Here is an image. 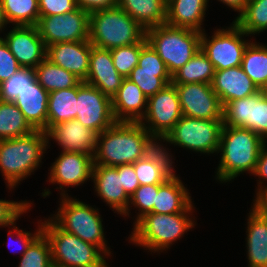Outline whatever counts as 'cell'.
I'll list each match as a JSON object with an SVG mask.
<instances>
[{
	"label": "cell",
	"instance_id": "1",
	"mask_svg": "<svg viewBox=\"0 0 267 267\" xmlns=\"http://www.w3.org/2000/svg\"><path fill=\"white\" fill-rule=\"evenodd\" d=\"M158 145L139 122H116L97 136L94 165L133 164Z\"/></svg>",
	"mask_w": 267,
	"mask_h": 267
},
{
	"label": "cell",
	"instance_id": "2",
	"mask_svg": "<svg viewBox=\"0 0 267 267\" xmlns=\"http://www.w3.org/2000/svg\"><path fill=\"white\" fill-rule=\"evenodd\" d=\"M266 142L250 129L223 125L218 150L222 156L216 171V179L228 182L243 172L253 174Z\"/></svg>",
	"mask_w": 267,
	"mask_h": 267
},
{
	"label": "cell",
	"instance_id": "3",
	"mask_svg": "<svg viewBox=\"0 0 267 267\" xmlns=\"http://www.w3.org/2000/svg\"><path fill=\"white\" fill-rule=\"evenodd\" d=\"M47 146L48 139L44 130L0 140V170L10 189H14L41 165Z\"/></svg>",
	"mask_w": 267,
	"mask_h": 267
},
{
	"label": "cell",
	"instance_id": "4",
	"mask_svg": "<svg viewBox=\"0 0 267 267\" xmlns=\"http://www.w3.org/2000/svg\"><path fill=\"white\" fill-rule=\"evenodd\" d=\"M146 40V30L118 6L89 14V41L102 49H114Z\"/></svg>",
	"mask_w": 267,
	"mask_h": 267
},
{
	"label": "cell",
	"instance_id": "5",
	"mask_svg": "<svg viewBox=\"0 0 267 267\" xmlns=\"http://www.w3.org/2000/svg\"><path fill=\"white\" fill-rule=\"evenodd\" d=\"M190 213L192 212L147 213L135 221L130 241L154 253L162 252L195 227V221L189 218Z\"/></svg>",
	"mask_w": 267,
	"mask_h": 267
},
{
	"label": "cell",
	"instance_id": "6",
	"mask_svg": "<svg viewBox=\"0 0 267 267\" xmlns=\"http://www.w3.org/2000/svg\"><path fill=\"white\" fill-rule=\"evenodd\" d=\"M42 232L51 245L53 267H109L96 245L61 229L51 218L42 222Z\"/></svg>",
	"mask_w": 267,
	"mask_h": 267
},
{
	"label": "cell",
	"instance_id": "7",
	"mask_svg": "<svg viewBox=\"0 0 267 267\" xmlns=\"http://www.w3.org/2000/svg\"><path fill=\"white\" fill-rule=\"evenodd\" d=\"M201 34L197 30L163 24L146 30V40L173 76L200 49Z\"/></svg>",
	"mask_w": 267,
	"mask_h": 267
},
{
	"label": "cell",
	"instance_id": "8",
	"mask_svg": "<svg viewBox=\"0 0 267 267\" xmlns=\"http://www.w3.org/2000/svg\"><path fill=\"white\" fill-rule=\"evenodd\" d=\"M61 200L59 211L51 219L66 232L96 245L104 253L103 255H110L99 210L80 200L70 198L69 195L62 196Z\"/></svg>",
	"mask_w": 267,
	"mask_h": 267
},
{
	"label": "cell",
	"instance_id": "9",
	"mask_svg": "<svg viewBox=\"0 0 267 267\" xmlns=\"http://www.w3.org/2000/svg\"><path fill=\"white\" fill-rule=\"evenodd\" d=\"M223 120L196 119L182 116L162 140L204 154L218 152Z\"/></svg>",
	"mask_w": 267,
	"mask_h": 267
},
{
	"label": "cell",
	"instance_id": "10",
	"mask_svg": "<svg viewBox=\"0 0 267 267\" xmlns=\"http://www.w3.org/2000/svg\"><path fill=\"white\" fill-rule=\"evenodd\" d=\"M204 32L201 34L200 49L212 62L215 70L241 66L244 51L251 41L242 38L248 35L234 21L228 29L214 31L211 40Z\"/></svg>",
	"mask_w": 267,
	"mask_h": 267
},
{
	"label": "cell",
	"instance_id": "11",
	"mask_svg": "<svg viewBox=\"0 0 267 267\" xmlns=\"http://www.w3.org/2000/svg\"><path fill=\"white\" fill-rule=\"evenodd\" d=\"M182 116L177 89L170 83L148 98L146 114L139 123L156 141H161Z\"/></svg>",
	"mask_w": 267,
	"mask_h": 267
},
{
	"label": "cell",
	"instance_id": "12",
	"mask_svg": "<svg viewBox=\"0 0 267 267\" xmlns=\"http://www.w3.org/2000/svg\"><path fill=\"white\" fill-rule=\"evenodd\" d=\"M36 27L46 48L59 42L89 40V13L78 7L66 14L40 16Z\"/></svg>",
	"mask_w": 267,
	"mask_h": 267
},
{
	"label": "cell",
	"instance_id": "13",
	"mask_svg": "<svg viewBox=\"0 0 267 267\" xmlns=\"http://www.w3.org/2000/svg\"><path fill=\"white\" fill-rule=\"evenodd\" d=\"M223 123L229 127L250 129L267 140V93H257L228 102L223 107Z\"/></svg>",
	"mask_w": 267,
	"mask_h": 267
},
{
	"label": "cell",
	"instance_id": "14",
	"mask_svg": "<svg viewBox=\"0 0 267 267\" xmlns=\"http://www.w3.org/2000/svg\"><path fill=\"white\" fill-rule=\"evenodd\" d=\"M75 119L97 134L117 122L113 115L111 98L84 81L77 86V115Z\"/></svg>",
	"mask_w": 267,
	"mask_h": 267
},
{
	"label": "cell",
	"instance_id": "15",
	"mask_svg": "<svg viewBox=\"0 0 267 267\" xmlns=\"http://www.w3.org/2000/svg\"><path fill=\"white\" fill-rule=\"evenodd\" d=\"M183 116L196 119L223 120V105L211 84H174Z\"/></svg>",
	"mask_w": 267,
	"mask_h": 267
},
{
	"label": "cell",
	"instance_id": "16",
	"mask_svg": "<svg viewBox=\"0 0 267 267\" xmlns=\"http://www.w3.org/2000/svg\"><path fill=\"white\" fill-rule=\"evenodd\" d=\"M3 40L21 67L35 69L46 58L47 48L36 26H14Z\"/></svg>",
	"mask_w": 267,
	"mask_h": 267
},
{
	"label": "cell",
	"instance_id": "17",
	"mask_svg": "<svg viewBox=\"0 0 267 267\" xmlns=\"http://www.w3.org/2000/svg\"><path fill=\"white\" fill-rule=\"evenodd\" d=\"M94 155H87L85 153H71L63 152L50 168L49 182L59 184V189L65 194L63 186H78L85 183L89 178H92V170L94 165ZM64 190V191H63Z\"/></svg>",
	"mask_w": 267,
	"mask_h": 267
},
{
	"label": "cell",
	"instance_id": "18",
	"mask_svg": "<svg viewBox=\"0 0 267 267\" xmlns=\"http://www.w3.org/2000/svg\"><path fill=\"white\" fill-rule=\"evenodd\" d=\"M49 139H54L63 152L85 153L94 155L97 146L98 134L83 126L76 119L64 121L51 126L46 131Z\"/></svg>",
	"mask_w": 267,
	"mask_h": 267
},
{
	"label": "cell",
	"instance_id": "19",
	"mask_svg": "<svg viewBox=\"0 0 267 267\" xmlns=\"http://www.w3.org/2000/svg\"><path fill=\"white\" fill-rule=\"evenodd\" d=\"M91 43L59 42L47 47L46 58L85 81L89 72Z\"/></svg>",
	"mask_w": 267,
	"mask_h": 267
},
{
	"label": "cell",
	"instance_id": "20",
	"mask_svg": "<svg viewBox=\"0 0 267 267\" xmlns=\"http://www.w3.org/2000/svg\"><path fill=\"white\" fill-rule=\"evenodd\" d=\"M90 65L84 82L95 86L109 98L117 93L124 77L114 67L111 51L91 44Z\"/></svg>",
	"mask_w": 267,
	"mask_h": 267
},
{
	"label": "cell",
	"instance_id": "21",
	"mask_svg": "<svg viewBox=\"0 0 267 267\" xmlns=\"http://www.w3.org/2000/svg\"><path fill=\"white\" fill-rule=\"evenodd\" d=\"M98 196L109 204L113 211L129 216L130 197L121 185L120 176L114 166L93 165L92 178Z\"/></svg>",
	"mask_w": 267,
	"mask_h": 267
},
{
	"label": "cell",
	"instance_id": "22",
	"mask_svg": "<svg viewBox=\"0 0 267 267\" xmlns=\"http://www.w3.org/2000/svg\"><path fill=\"white\" fill-rule=\"evenodd\" d=\"M211 85L223 107L232 100L242 99L259 91L241 66L215 70Z\"/></svg>",
	"mask_w": 267,
	"mask_h": 267
},
{
	"label": "cell",
	"instance_id": "23",
	"mask_svg": "<svg viewBox=\"0 0 267 267\" xmlns=\"http://www.w3.org/2000/svg\"><path fill=\"white\" fill-rule=\"evenodd\" d=\"M111 101L113 115L117 122H140L147 111L148 99L128 78L123 79L121 87Z\"/></svg>",
	"mask_w": 267,
	"mask_h": 267
},
{
	"label": "cell",
	"instance_id": "24",
	"mask_svg": "<svg viewBox=\"0 0 267 267\" xmlns=\"http://www.w3.org/2000/svg\"><path fill=\"white\" fill-rule=\"evenodd\" d=\"M170 156L166 147L159 143L144 158L133 163L140 185L162 184L170 178L175 173Z\"/></svg>",
	"mask_w": 267,
	"mask_h": 267
},
{
	"label": "cell",
	"instance_id": "25",
	"mask_svg": "<svg viewBox=\"0 0 267 267\" xmlns=\"http://www.w3.org/2000/svg\"><path fill=\"white\" fill-rule=\"evenodd\" d=\"M48 97L36 79L13 101L35 130L47 131Z\"/></svg>",
	"mask_w": 267,
	"mask_h": 267
},
{
	"label": "cell",
	"instance_id": "26",
	"mask_svg": "<svg viewBox=\"0 0 267 267\" xmlns=\"http://www.w3.org/2000/svg\"><path fill=\"white\" fill-rule=\"evenodd\" d=\"M188 189L174 173L164 183L159 184L158 193L153 206L157 214H174L191 212L194 208Z\"/></svg>",
	"mask_w": 267,
	"mask_h": 267
},
{
	"label": "cell",
	"instance_id": "27",
	"mask_svg": "<svg viewBox=\"0 0 267 267\" xmlns=\"http://www.w3.org/2000/svg\"><path fill=\"white\" fill-rule=\"evenodd\" d=\"M247 226L248 267H267V217L252 206Z\"/></svg>",
	"mask_w": 267,
	"mask_h": 267
},
{
	"label": "cell",
	"instance_id": "28",
	"mask_svg": "<svg viewBox=\"0 0 267 267\" xmlns=\"http://www.w3.org/2000/svg\"><path fill=\"white\" fill-rule=\"evenodd\" d=\"M209 0H167L166 24L200 32Z\"/></svg>",
	"mask_w": 267,
	"mask_h": 267
},
{
	"label": "cell",
	"instance_id": "29",
	"mask_svg": "<svg viewBox=\"0 0 267 267\" xmlns=\"http://www.w3.org/2000/svg\"><path fill=\"white\" fill-rule=\"evenodd\" d=\"M117 6L145 30L166 24L167 0H117Z\"/></svg>",
	"mask_w": 267,
	"mask_h": 267
},
{
	"label": "cell",
	"instance_id": "30",
	"mask_svg": "<svg viewBox=\"0 0 267 267\" xmlns=\"http://www.w3.org/2000/svg\"><path fill=\"white\" fill-rule=\"evenodd\" d=\"M77 115V86L49 92L47 130L58 123L75 119Z\"/></svg>",
	"mask_w": 267,
	"mask_h": 267
},
{
	"label": "cell",
	"instance_id": "31",
	"mask_svg": "<svg viewBox=\"0 0 267 267\" xmlns=\"http://www.w3.org/2000/svg\"><path fill=\"white\" fill-rule=\"evenodd\" d=\"M38 83L48 92L78 86L82 80L45 58L35 69Z\"/></svg>",
	"mask_w": 267,
	"mask_h": 267
},
{
	"label": "cell",
	"instance_id": "32",
	"mask_svg": "<svg viewBox=\"0 0 267 267\" xmlns=\"http://www.w3.org/2000/svg\"><path fill=\"white\" fill-rule=\"evenodd\" d=\"M215 68L209 58L199 49L194 56L172 76L173 84H211Z\"/></svg>",
	"mask_w": 267,
	"mask_h": 267
},
{
	"label": "cell",
	"instance_id": "33",
	"mask_svg": "<svg viewBox=\"0 0 267 267\" xmlns=\"http://www.w3.org/2000/svg\"><path fill=\"white\" fill-rule=\"evenodd\" d=\"M250 42L243 54L241 68L259 90L267 89V46Z\"/></svg>",
	"mask_w": 267,
	"mask_h": 267
},
{
	"label": "cell",
	"instance_id": "34",
	"mask_svg": "<svg viewBox=\"0 0 267 267\" xmlns=\"http://www.w3.org/2000/svg\"><path fill=\"white\" fill-rule=\"evenodd\" d=\"M35 129L14 102L0 100V140L28 135Z\"/></svg>",
	"mask_w": 267,
	"mask_h": 267
},
{
	"label": "cell",
	"instance_id": "35",
	"mask_svg": "<svg viewBox=\"0 0 267 267\" xmlns=\"http://www.w3.org/2000/svg\"><path fill=\"white\" fill-rule=\"evenodd\" d=\"M7 23L36 26L40 14L38 0H1Z\"/></svg>",
	"mask_w": 267,
	"mask_h": 267
},
{
	"label": "cell",
	"instance_id": "36",
	"mask_svg": "<svg viewBox=\"0 0 267 267\" xmlns=\"http://www.w3.org/2000/svg\"><path fill=\"white\" fill-rule=\"evenodd\" d=\"M234 22L249 36L267 30V0H248Z\"/></svg>",
	"mask_w": 267,
	"mask_h": 267
},
{
	"label": "cell",
	"instance_id": "37",
	"mask_svg": "<svg viewBox=\"0 0 267 267\" xmlns=\"http://www.w3.org/2000/svg\"><path fill=\"white\" fill-rule=\"evenodd\" d=\"M127 78L140 88L147 99L172 83L169 72L140 70L139 66H136Z\"/></svg>",
	"mask_w": 267,
	"mask_h": 267
},
{
	"label": "cell",
	"instance_id": "38",
	"mask_svg": "<svg viewBox=\"0 0 267 267\" xmlns=\"http://www.w3.org/2000/svg\"><path fill=\"white\" fill-rule=\"evenodd\" d=\"M18 267H53L51 245L42 232L21 255Z\"/></svg>",
	"mask_w": 267,
	"mask_h": 267
},
{
	"label": "cell",
	"instance_id": "39",
	"mask_svg": "<svg viewBox=\"0 0 267 267\" xmlns=\"http://www.w3.org/2000/svg\"><path fill=\"white\" fill-rule=\"evenodd\" d=\"M35 80L36 74L34 69L21 67L10 79L0 83V100L13 102Z\"/></svg>",
	"mask_w": 267,
	"mask_h": 267
},
{
	"label": "cell",
	"instance_id": "40",
	"mask_svg": "<svg viewBox=\"0 0 267 267\" xmlns=\"http://www.w3.org/2000/svg\"><path fill=\"white\" fill-rule=\"evenodd\" d=\"M114 67L120 75L127 78L131 71L138 65L141 51V42L129 46L111 49Z\"/></svg>",
	"mask_w": 267,
	"mask_h": 267
},
{
	"label": "cell",
	"instance_id": "41",
	"mask_svg": "<svg viewBox=\"0 0 267 267\" xmlns=\"http://www.w3.org/2000/svg\"><path fill=\"white\" fill-rule=\"evenodd\" d=\"M159 184L140 185L131 195L129 205L139 208L136 221L147 213H153V206L158 193ZM131 203V204H130Z\"/></svg>",
	"mask_w": 267,
	"mask_h": 267
},
{
	"label": "cell",
	"instance_id": "42",
	"mask_svg": "<svg viewBox=\"0 0 267 267\" xmlns=\"http://www.w3.org/2000/svg\"><path fill=\"white\" fill-rule=\"evenodd\" d=\"M137 66L140 67V70L169 72L166 64L147 42V40L141 42V51Z\"/></svg>",
	"mask_w": 267,
	"mask_h": 267
},
{
	"label": "cell",
	"instance_id": "43",
	"mask_svg": "<svg viewBox=\"0 0 267 267\" xmlns=\"http://www.w3.org/2000/svg\"><path fill=\"white\" fill-rule=\"evenodd\" d=\"M32 203L27 201H8L0 199V226H13V221L30 209Z\"/></svg>",
	"mask_w": 267,
	"mask_h": 267
},
{
	"label": "cell",
	"instance_id": "44",
	"mask_svg": "<svg viewBox=\"0 0 267 267\" xmlns=\"http://www.w3.org/2000/svg\"><path fill=\"white\" fill-rule=\"evenodd\" d=\"M40 16H52L73 12L78 8L76 0H38Z\"/></svg>",
	"mask_w": 267,
	"mask_h": 267
},
{
	"label": "cell",
	"instance_id": "45",
	"mask_svg": "<svg viewBox=\"0 0 267 267\" xmlns=\"http://www.w3.org/2000/svg\"><path fill=\"white\" fill-rule=\"evenodd\" d=\"M21 66L9 50L6 42L0 37V83L10 79Z\"/></svg>",
	"mask_w": 267,
	"mask_h": 267
},
{
	"label": "cell",
	"instance_id": "46",
	"mask_svg": "<svg viewBox=\"0 0 267 267\" xmlns=\"http://www.w3.org/2000/svg\"><path fill=\"white\" fill-rule=\"evenodd\" d=\"M120 176L121 185L129 197L140 186L133 164L115 166Z\"/></svg>",
	"mask_w": 267,
	"mask_h": 267
},
{
	"label": "cell",
	"instance_id": "47",
	"mask_svg": "<svg viewBox=\"0 0 267 267\" xmlns=\"http://www.w3.org/2000/svg\"><path fill=\"white\" fill-rule=\"evenodd\" d=\"M267 145L265 144L262 147V150L260 152L257 164H256V168L255 171L253 173V175L258 176V178H260V180H258V189L256 191V197L264 190L267 189L266 185H262V183H264L263 181L267 180ZM263 178V181L261 180Z\"/></svg>",
	"mask_w": 267,
	"mask_h": 267
},
{
	"label": "cell",
	"instance_id": "48",
	"mask_svg": "<svg viewBox=\"0 0 267 267\" xmlns=\"http://www.w3.org/2000/svg\"><path fill=\"white\" fill-rule=\"evenodd\" d=\"M21 217V214L13 221V228L14 230H9V236H11V238L13 237L12 235V232H15V234L17 235L18 238L16 239H19L20 242H21V245H22V255L24 254V252L28 249V247L30 246V244L42 233V223H40V225H38V229L36 230V233L34 232V234H31L30 232H26V231H23V230H19L18 227H15L16 225V220H18V218ZM11 239H9L10 241ZM9 245H10V242H9ZM8 245V246H9Z\"/></svg>",
	"mask_w": 267,
	"mask_h": 267
},
{
	"label": "cell",
	"instance_id": "49",
	"mask_svg": "<svg viewBox=\"0 0 267 267\" xmlns=\"http://www.w3.org/2000/svg\"><path fill=\"white\" fill-rule=\"evenodd\" d=\"M77 6L89 14L117 6V0H76Z\"/></svg>",
	"mask_w": 267,
	"mask_h": 267
},
{
	"label": "cell",
	"instance_id": "50",
	"mask_svg": "<svg viewBox=\"0 0 267 267\" xmlns=\"http://www.w3.org/2000/svg\"><path fill=\"white\" fill-rule=\"evenodd\" d=\"M253 206L264 216H267V189L262 191L254 200Z\"/></svg>",
	"mask_w": 267,
	"mask_h": 267
},
{
	"label": "cell",
	"instance_id": "51",
	"mask_svg": "<svg viewBox=\"0 0 267 267\" xmlns=\"http://www.w3.org/2000/svg\"><path fill=\"white\" fill-rule=\"evenodd\" d=\"M222 3L226 4L228 7L232 8L235 11H239V15L246 8L248 0H219Z\"/></svg>",
	"mask_w": 267,
	"mask_h": 267
},
{
	"label": "cell",
	"instance_id": "52",
	"mask_svg": "<svg viewBox=\"0 0 267 267\" xmlns=\"http://www.w3.org/2000/svg\"><path fill=\"white\" fill-rule=\"evenodd\" d=\"M6 24L8 23L6 22L2 1L0 0V31H2V29H4L5 26H7Z\"/></svg>",
	"mask_w": 267,
	"mask_h": 267
}]
</instances>
